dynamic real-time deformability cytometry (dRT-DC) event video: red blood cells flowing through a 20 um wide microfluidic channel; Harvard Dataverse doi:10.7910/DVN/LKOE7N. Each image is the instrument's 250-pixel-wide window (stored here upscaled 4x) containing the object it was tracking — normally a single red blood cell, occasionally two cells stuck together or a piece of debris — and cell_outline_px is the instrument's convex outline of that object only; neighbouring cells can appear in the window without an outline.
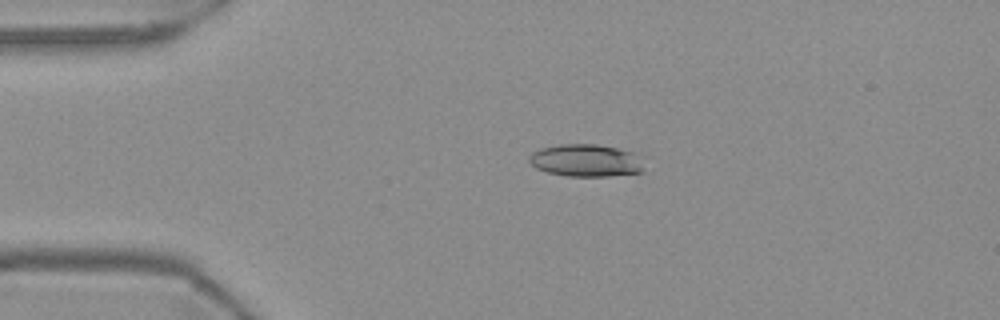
{"species": "Egyptian fruit bat (a non-hibernating species)", "species_latin": "Rousettus aegyptiacus", "temperature_condition": "warm", "stored_images_in_passage": 52, "camera_frame_rate_fps": 3000, "um_per_image_px": 0.085, "frame": {"image": 1, "passage_image": 9, "time_ms": 2.667, "image_size_px": [1000, 320], "cell_outline_px": [[644, 172], [608, 176], [568, 176], [548, 172], [536, 168], [528, 160], [528, 156], [532, 152], [540, 148], [560, 144], [596, 144], [636, 152], [644, 156]], "centroid_in_image_um": [49.88, 13.63], "position_along_channel_um": 35.1, "area_um2": 22.14}}
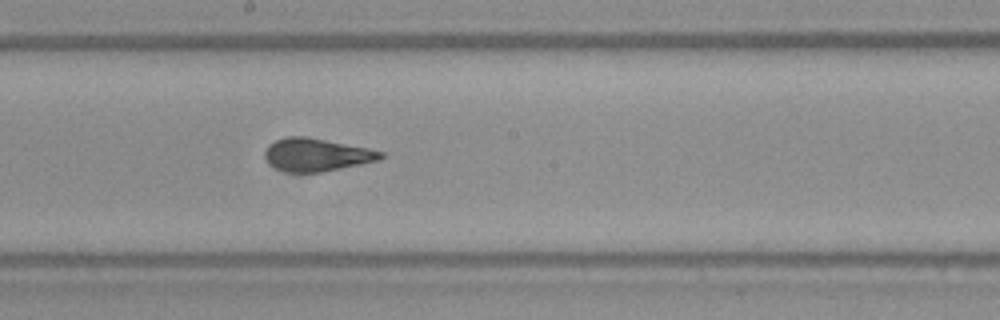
{"frame": {"image": 2, "passage_image": 27, "time_ms": 8.667, "image_size_px": [1000, 320], "cell_outline_px": [[384, 156], [380, 160], [320, 172], [288, 172], [276, 168], [268, 164], [264, 156], [264, 152], [268, 144], [276, 140], [288, 136], [308, 136], [368, 148], [384, 152]], "centroid_in_image_um": [26.88, 13.14], "position_along_channel_um": 221.3, "area_um2": 22.25}}
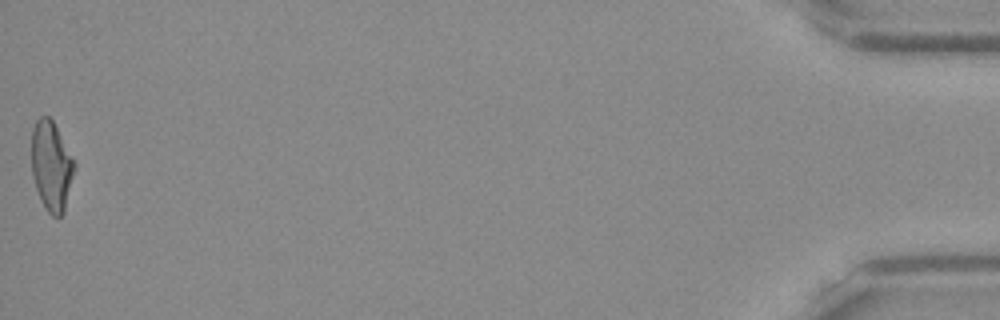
{"frame": {"image": 3, "passage_image": 52, "time_ms": 17.0, "image_size_px": [1000, 320], "cell_outline_px": [[76, 168], [64, 212], [60, 216], [52, 216], [48, 212], [40, 200], [32, 176], [32, 128], [36, 120], [40, 116], [48, 116], [52, 120], [76, 164]], "centroid_in_image_um": [4.37, 14.13], "position_along_channel_um": 430.8, "area_um2": 22.37}, "authors_computed_cell_mechanics": {"area_um2": 22.2819, "velocity_mm_per_s": 3.7262, "shape_relaxation_time_tau1_ms": 8.8345, "shape_relaxation_time_tau2_ms": 1.6735, "deformation_change_tau1": 0.2512, "deformation_change_tau2": 0.0955}}